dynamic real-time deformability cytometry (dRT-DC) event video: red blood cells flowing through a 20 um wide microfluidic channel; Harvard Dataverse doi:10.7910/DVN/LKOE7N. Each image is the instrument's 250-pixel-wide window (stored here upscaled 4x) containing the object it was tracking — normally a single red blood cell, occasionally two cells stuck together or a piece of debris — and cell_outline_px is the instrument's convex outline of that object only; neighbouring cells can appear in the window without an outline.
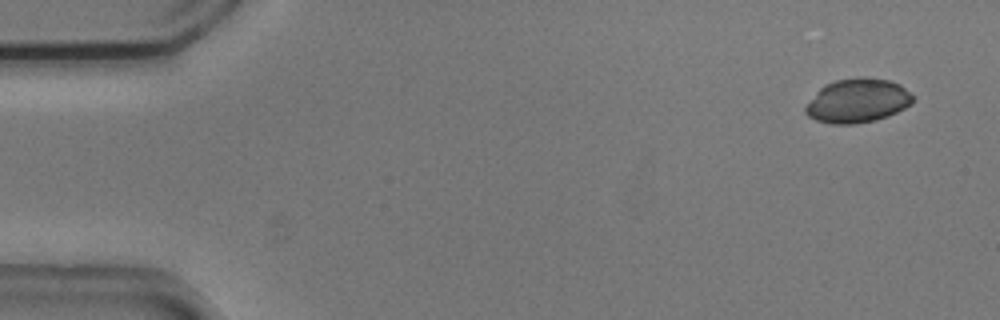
{"species": "common noctule bat (a hibernating species)", "species_latin": "Nyctalus noctula", "temperature_condition": "cold", "stored_images_in_passage": 10, "camera_frame_rate_fps": 3000, "um_per_image_px": 0.085, "animal": {"sex": "male", "body_mass_g": 20.5, "forearm_length_mm": 52.5}, "frame": {"image": 1, "passage_image": 1, "time_ms": 0.0, "image_size_px": [1000, 320], "cell_outline_px": [[916, 96], [912, 104], [888, 116], [876, 120], [852, 124], [832, 124], [816, 120], [808, 116], [804, 112], [804, 104], [824, 84], [836, 80], [856, 76], [888, 80], [900, 84]], "centroid_in_image_um": [72.88, 8.55], "position_along_channel_um": 12.1, "area_um2": 27.98}}